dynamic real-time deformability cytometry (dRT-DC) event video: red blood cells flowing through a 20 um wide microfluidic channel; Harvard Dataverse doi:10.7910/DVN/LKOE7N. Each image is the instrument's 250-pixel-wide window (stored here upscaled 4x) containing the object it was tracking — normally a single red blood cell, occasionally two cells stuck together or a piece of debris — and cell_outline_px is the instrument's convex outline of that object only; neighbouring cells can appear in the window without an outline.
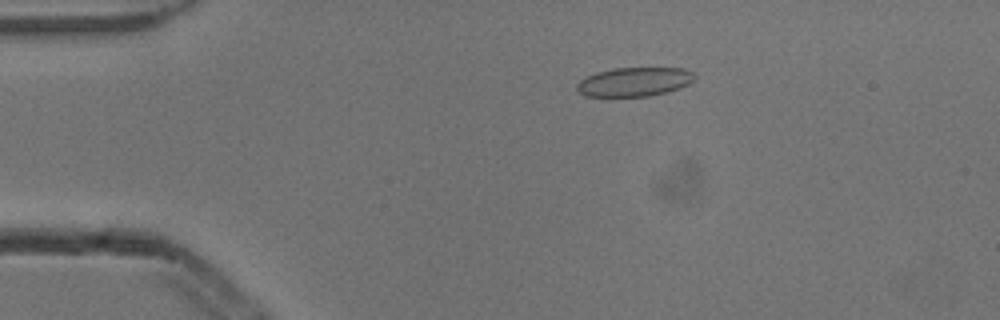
{"species": "common noctule bat (a hibernating species)", "species_latin": "Nyctalus noctula", "temperature_condition": "cold", "stored_images_in_passage": 6, "camera_frame_rate_fps": 3000, "um_per_image_px": 0.085, "animal": {"sex": "male", "body_mass_g": 13.3}, "frame": {"image": 1, "passage_image": 3, "time_ms": 0.667, "image_size_px": [1000, 320], "cell_outline_px": [[696, 76], [688, 84], [680, 88], [668, 92], [648, 96], [584, 96], [576, 88], [576, 84], [580, 80], [596, 72], [612, 68], [684, 68], [692, 72]], "centroid_in_image_um": [53.92, 6.95], "position_along_channel_um": 31.1, "area_um2": 19.88}}
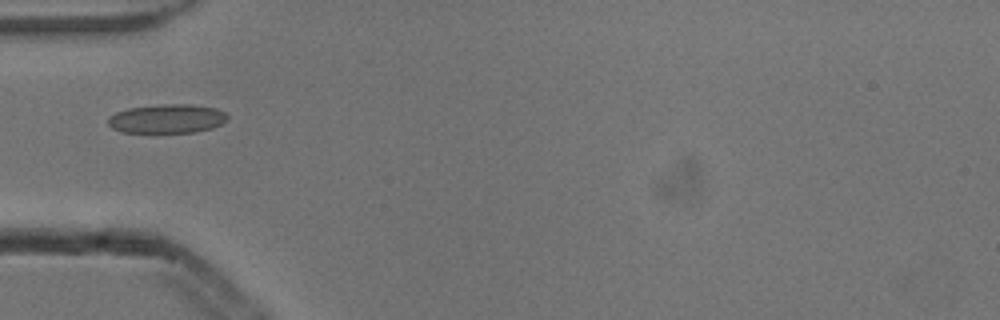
{"frame": {"image": 2, "passage_image": 5, "time_ms": 1.333, "image_size_px": [1000, 320], "cell_outline_px": [[228, 120], [212, 128], [196, 132], [156, 136], [120, 132], [112, 128], [108, 124], [108, 116], [116, 112], [128, 108], [164, 104], [192, 104], [216, 108], [224, 112], [228, 116]], "centroid_in_image_um": [14.16, 10.15], "position_along_channel_um": 70.8, "area_um2": 21.33}}
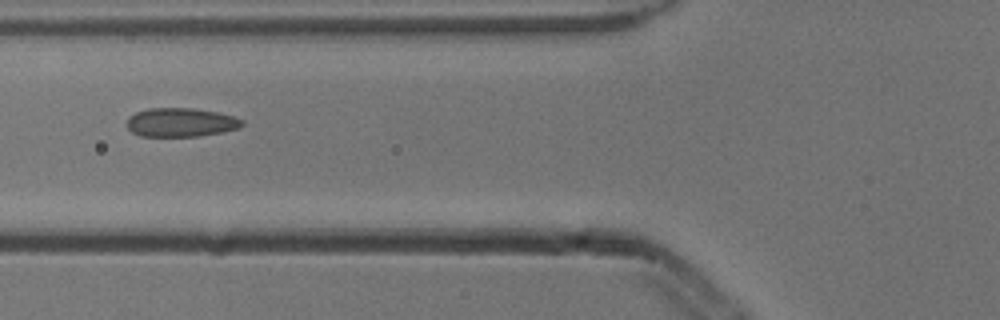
{"frame": {"image": 3, "passage_image": 6, "time_ms": 1.667, "image_size_px": [1000, 320], "cell_outline_px": [[244, 124], [240, 128], [224, 132], [200, 136], [140, 136], [132, 132], [124, 124], [128, 116], [136, 112], [148, 108], [192, 108], [216, 112], [232, 116], [244, 120]], "centroid_in_image_um": [15.35, 10.4], "position_along_channel_um": 110.5, "area_um2": 19.59}}